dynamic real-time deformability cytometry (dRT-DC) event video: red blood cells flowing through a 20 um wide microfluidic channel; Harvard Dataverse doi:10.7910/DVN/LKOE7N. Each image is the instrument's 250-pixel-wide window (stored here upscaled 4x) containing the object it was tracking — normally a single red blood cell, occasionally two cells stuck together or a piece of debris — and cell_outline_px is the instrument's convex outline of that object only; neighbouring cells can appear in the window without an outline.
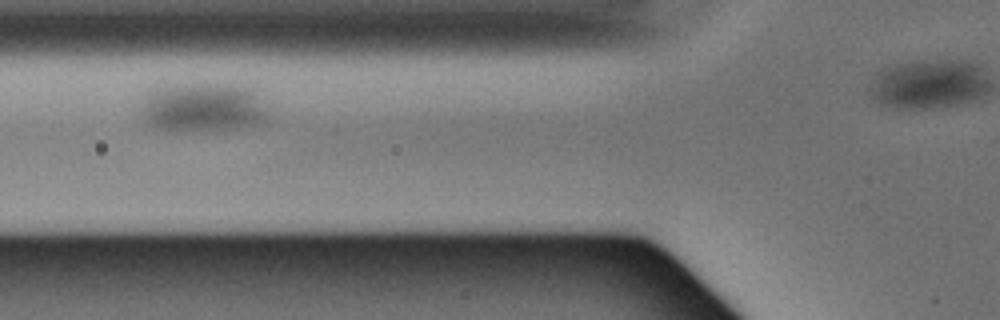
{"species": "Egyptian fruit bat (a non-hibernating species)", "species_latin": "Rousettus aegyptiacus", "temperature_condition": "warm", "stored_images_in_passage": 3, "camera_frame_rate_fps": 3000, "um_per_image_px": 0.085, "animal": {"sex": "male"}, "frame": {"image": 1, "passage_image": 3, "time_ms": 0.667, "image_size_px": [1000, 320], "cell_outline_px": [[268, 116], [264, 120], [256, 124], [240, 128], [192, 132], [156, 128], [148, 124], [140, 116], [140, 104], [144, 92], [148, 88], [168, 84], [252, 84], [260, 96]], "centroid_in_image_um": [17.18, 9.09], "position_along_channel_um": 108.6, "area_um2": 37.97}}